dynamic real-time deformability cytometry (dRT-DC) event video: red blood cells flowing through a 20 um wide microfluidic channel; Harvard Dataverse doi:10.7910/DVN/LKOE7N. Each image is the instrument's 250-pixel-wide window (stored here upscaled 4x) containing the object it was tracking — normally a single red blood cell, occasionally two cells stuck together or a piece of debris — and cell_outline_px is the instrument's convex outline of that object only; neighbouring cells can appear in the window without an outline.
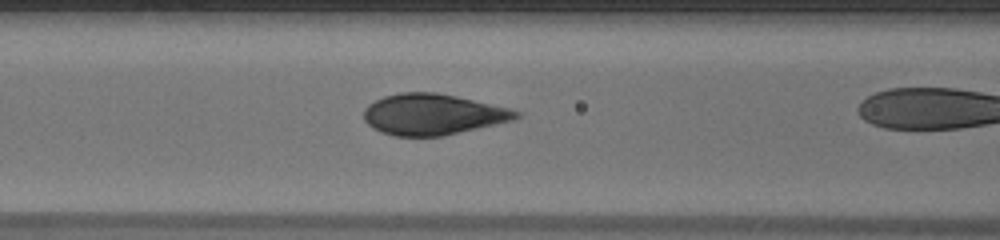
{"species": "human", "species_latin": "Homo sapiens", "temperature_condition": "warm", "stored_images_in_passage": 33, "camera_frame_rate_fps": 3000, "um_per_image_px": 0.085, "donor": {"sex": "male"}, "frame": {"image": 1, "passage_image": 15, "time_ms": 4.667, "image_size_px": [1000, 240], "cell_outline_px": [[520, 116], [512, 120], [496, 124], [444, 136], [396, 136], [380, 132], [372, 128], [364, 120], [364, 108], [368, 104], [384, 96], [400, 92], [436, 92], [456, 96], [508, 108], [520, 112]], "centroid_in_image_um": [36.74, 9.72], "position_along_channel_um": 129.9, "area_um2": 36.24}}
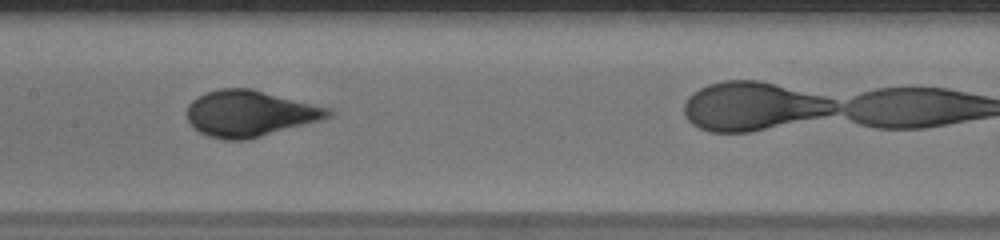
{"frame": {"image": 2, "passage_image": 19, "time_ms": 6.0, "image_size_px": [1000, 240], "cell_outline_px": [[332, 116], [320, 120], [248, 140], [224, 140], [208, 136], [192, 128], [188, 120], [188, 104], [192, 100], [204, 92], [220, 88], [252, 88], [332, 108]], "centroid_in_image_um": [21.23, 9.64], "position_along_channel_um": 186.2, "area_um2": 38.26}}